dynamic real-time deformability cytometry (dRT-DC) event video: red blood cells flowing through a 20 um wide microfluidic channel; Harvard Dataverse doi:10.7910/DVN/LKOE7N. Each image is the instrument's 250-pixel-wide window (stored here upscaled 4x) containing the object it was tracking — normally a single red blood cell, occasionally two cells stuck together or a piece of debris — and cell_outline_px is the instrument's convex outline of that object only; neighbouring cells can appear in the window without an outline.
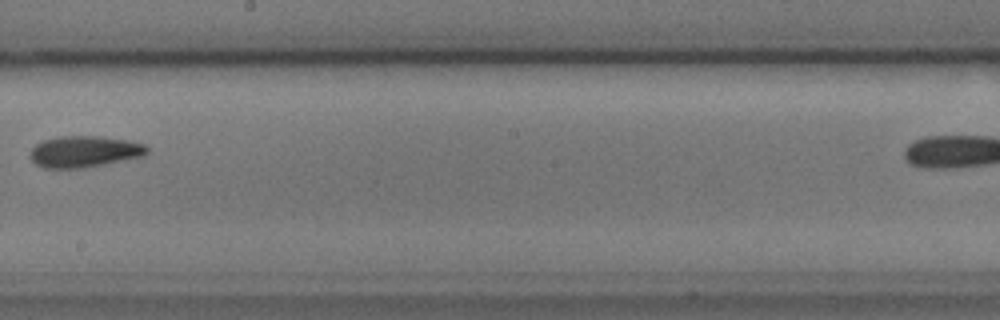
{"species": "common noctule bat (a hibernating species)", "species_latin": "Nyctalus noctula", "temperature_condition": "cold", "stored_images_in_passage": 7, "segment_of_instrument_passage": [1, 2], "camera_frame_rate_fps": 3000, "um_per_image_px": 0.085, "animal": {"sex": "male", "body_mass_g": 17.9, "forearm_length_mm": 54.2}, "frame": {"image": 1, "passage_image": 6, "time_ms": 6.0, "image_size_px": [1000, 320], "cell_outline_px": [[148, 152], [144, 156], [80, 168], [44, 168], [36, 164], [28, 156], [32, 148], [36, 144], [44, 140], [60, 136], [96, 136], [128, 140], [144, 144], [148, 148]], "centroid_in_image_um": [7.14, 12.88], "position_along_channel_um": 241.1, "area_um2": 21.21}}